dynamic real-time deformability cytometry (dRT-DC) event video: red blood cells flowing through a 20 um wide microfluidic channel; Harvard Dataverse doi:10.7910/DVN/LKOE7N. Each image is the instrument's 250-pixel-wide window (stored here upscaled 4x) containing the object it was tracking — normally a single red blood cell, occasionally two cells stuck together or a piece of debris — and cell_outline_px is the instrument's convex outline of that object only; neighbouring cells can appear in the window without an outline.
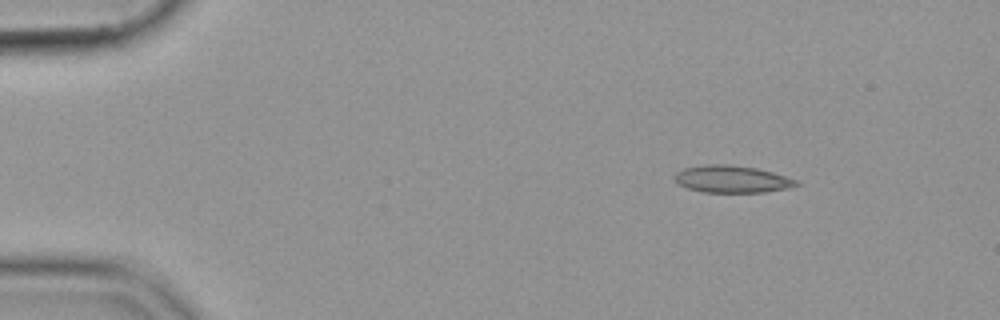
{"species": "common noctule bat (a hibernating species)", "species_latin": "Nyctalus noctula", "temperature_condition": "cold", "stored_images_in_passage": 54, "camera_frame_rate_fps": 3000, "um_per_image_px": 0.085, "animal": {"sex": "female", "body_mass_g": 19.9}, "frame": {"image": 1, "passage_image": 7, "time_ms": 2.0, "image_size_px": [1000, 320], "cell_outline_px": [[800, 184], [788, 188], [764, 192], [704, 192], [688, 188], [676, 184], [676, 172], [684, 168], [704, 164], [728, 164], [756, 168], [772, 172], [796, 180]], "centroid_in_image_um": [62.19, 15.22], "position_along_channel_um": 22.8, "area_um2": 19.13}}
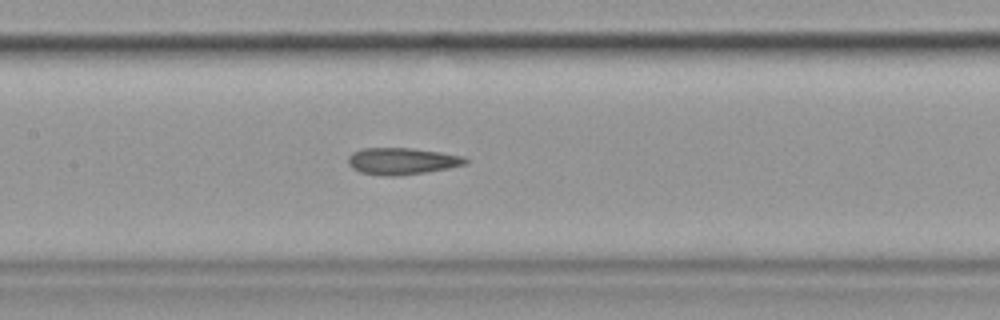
{"frame": {"image": 2, "passage_image": 26, "time_ms": 8.333, "image_size_px": [1000, 320], "cell_outline_px": [[468, 160], [464, 164], [448, 168], [424, 172], [396, 176], [392, 176], [360, 172], [352, 168], [348, 164], [348, 156], [352, 152], [364, 148], [408, 148], [440, 152], [460, 156]], "centroid_in_image_um": [34.1, 13.69], "position_along_channel_um": 173.3, "area_um2": 17.92}}
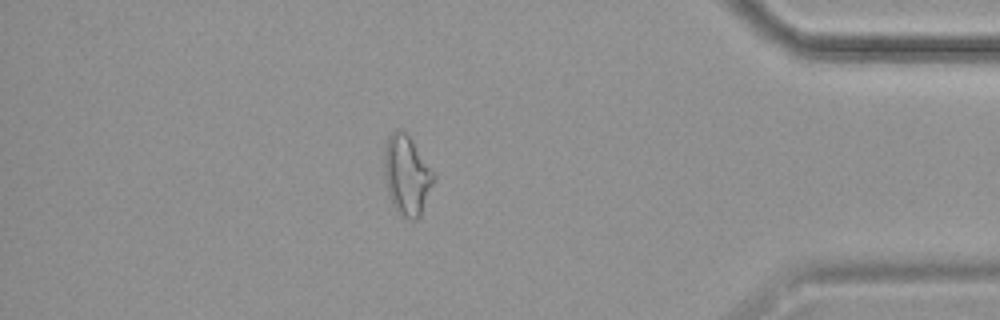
{"frame": {"image": 3, "passage_image": 47, "time_ms": 15.333, "image_size_px": [1000, 320], "cell_outline_px": [[432, 184], [420, 216], [416, 220], [412, 220], [396, 212], [392, 204], [388, 192], [384, 172], [384, 148], [388, 136], [392, 132], [400, 128], [408, 136], [432, 172]], "centroid_in_image_um": [34.52, 14.91], "position_along_channel_um": 400.7, "area_um2": 22.14}}